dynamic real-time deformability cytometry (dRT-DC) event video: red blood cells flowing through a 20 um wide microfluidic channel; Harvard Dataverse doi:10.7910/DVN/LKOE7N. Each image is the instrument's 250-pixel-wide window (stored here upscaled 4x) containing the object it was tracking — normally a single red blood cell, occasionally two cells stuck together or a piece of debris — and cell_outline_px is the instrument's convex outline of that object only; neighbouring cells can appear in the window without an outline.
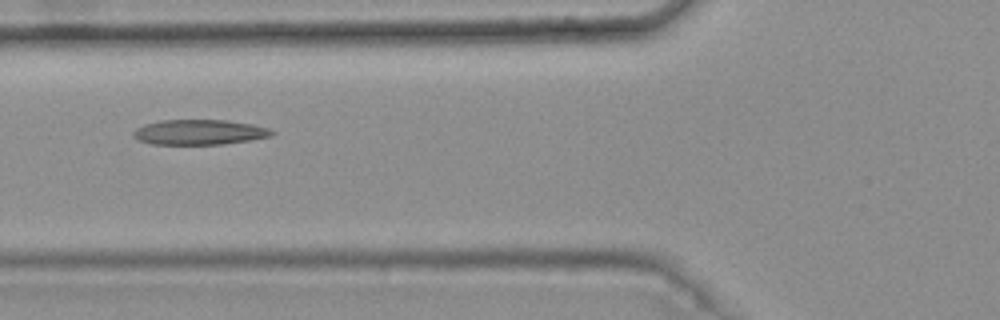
{"species": "common noctule bat (a hibernating species)", "species_latin": "Nyctalus noctula", "temperature_condition": "warm", "stored_images_in_passage": 5, "camera_frame_rate_fps": 3000, "um_per_image_px": 0.085, "animal": {"sex": "female", "body_mass_g": 25.1}, "frame": {"image": 1, "passage_image": 3, "time_ms": 0.667, "image_size_px": [1000, 320], "cell_outline_px": [[276, 132], [272, 136], [224, 144], [152, 144], [140, 140], [132, 136], [132, 132], [136, 128], [144, 124], [160, 120], [228, 120], [252, 124], [268, 128]], "centroid_in_image_um": [16.94, 11.23], "position_along_channel_um": 108.9, "area_um2": 20.29}}
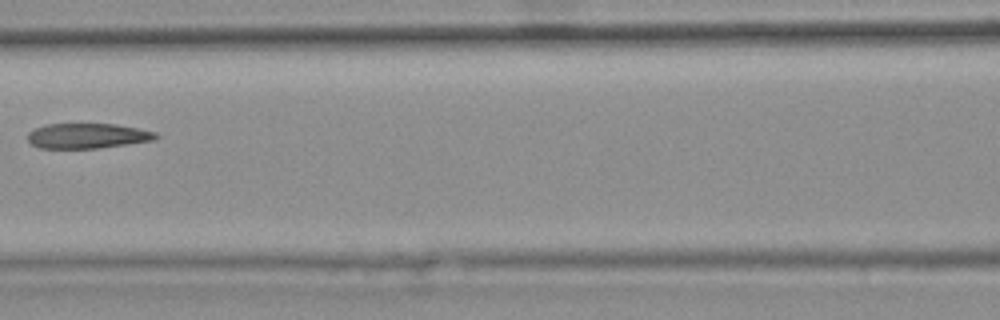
{"frame": {"image": 2, "passage_image": 4, "time_ms": 1.0, "image_size_px": [1000, 320], "cell_outline_px": [[160, 136], [156, 140], [100, 148], [40, 148], [32, 144], [28, 140], [28, 132], [44, 124], [116, 124], [140, 128], [156, 132]], "centroid_in_image_um": [7.48, 11.54], "position_along_channel_um": 159.1, "area_um2": 18.9}}